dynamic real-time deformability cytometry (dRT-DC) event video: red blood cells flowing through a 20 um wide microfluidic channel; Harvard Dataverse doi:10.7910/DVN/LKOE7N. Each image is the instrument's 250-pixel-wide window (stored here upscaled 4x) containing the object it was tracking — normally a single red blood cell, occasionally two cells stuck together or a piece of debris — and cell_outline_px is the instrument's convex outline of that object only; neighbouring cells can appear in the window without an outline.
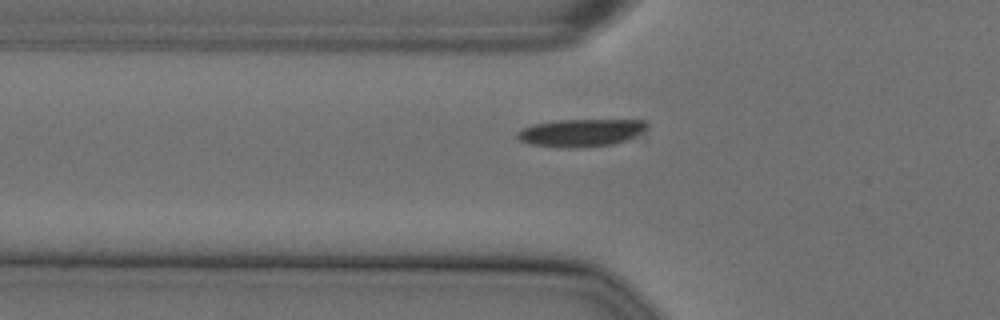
{"species": "Egyptian fruit bat (a non-hibernating species)", "species_latin": "Rousettus aegyptiacus", "temperature_condition": "cold", "stored_images_in_passage": 43, "camera_frame_rate_fps": 3000, "um_per_image_px": 0.085, "animal": {"sex": "female"}, "frame": {"image": 1, "passage_image": 12, "time_ms": 3.667, "image_size_px": [1000, 320], "cell_outline_px": [[648, 128], [644, 132], [636, 136], [612, 144], [580, 148], [572, 148], [532, 144], [520, 140], [516, 136], [516, 132], [532, 124], [556, 120], [644, 120], [648, 124]], "centroid_in_image_um": [49.41, 11.27], "position_along_channel_um": 76.4, "area_um2": 20.81}}
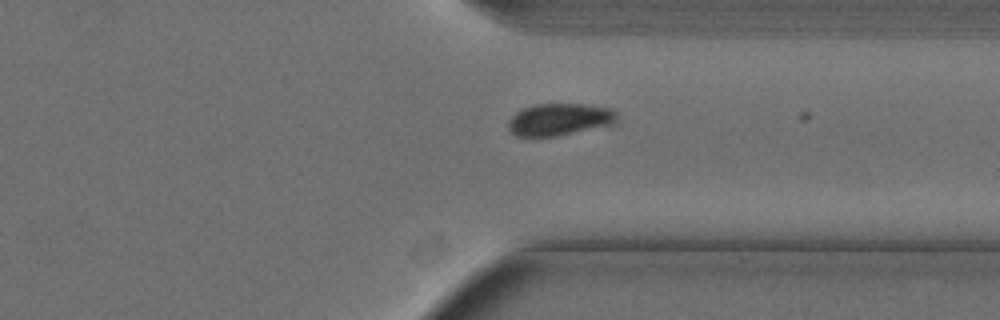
{"frame": {"image": 2, "passage_image": 36, "time_ms": 11.667, "image_size_px": [1000, 320], "cell_outline_px": [[616, 124], [556, 136], [516, 136], [508, 128], [508, 120], [516, 112], [524, 108], [536, 104], [584, 104], [612, 108], [616, 112]], "centroid_in_image_um": [47.58, 10.15], "position_along_channel_um": 363.8, "area_um2": 20.35}}
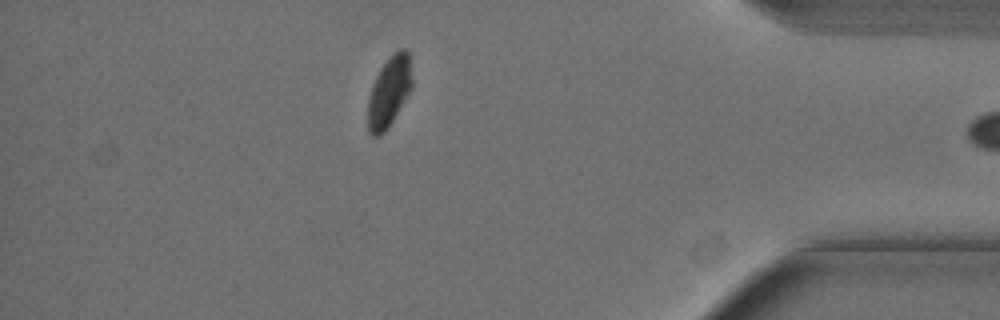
{"frame": {"image": 3, "passage_image": 42, "time_ms": 13.667, "image_size_px": [1000, 320], "cell_outline_px": [[412, 88], [388, 128], [380, 136], [372, 136], [368, 132], [368, 100], [372, 84], [380, 68], [400, 48], [404, 48], [408, 52], [412, 80]], "centroid_in_image_um": [33.06, 7.83], "position_along_channel_um": 402.1, "area_um2": 17.92}}